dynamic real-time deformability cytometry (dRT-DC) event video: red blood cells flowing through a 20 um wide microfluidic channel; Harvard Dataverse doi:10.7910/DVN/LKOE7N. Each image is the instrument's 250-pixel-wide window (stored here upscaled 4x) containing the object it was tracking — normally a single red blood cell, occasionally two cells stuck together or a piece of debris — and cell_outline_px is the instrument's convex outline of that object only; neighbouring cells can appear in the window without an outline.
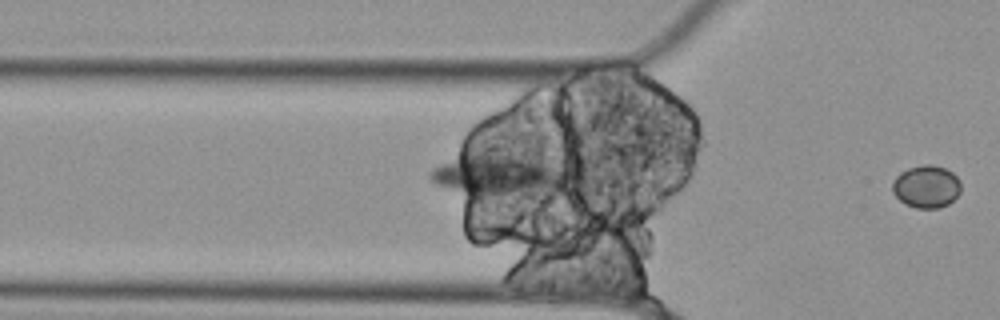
{"species": "Egyptian fruit bat (a non-hibernating species)", "species_latin": "Rousettus aegyptiacus", "temperature_condition": "cold", "stored_images_in_passage": 16, "segment_of_instrument_passage": [2, 2], "camera_frame_rate_fps": 3000, "um_per_image_px": 0.085, "animal": {"sex": "female"}, "frame": {"image": 1, "passage_image": 16, "time_ms": 5.0, "image_size_px": [1000, 320], "cell_outline_px": [[960, 192], [948, 204], [940, 208], [916, 208], [904, 204], [892, 192], [892, 180], [900, 172], [908, 168], [924, 164], [932, 164], [944, 168], [952, 172], [960, 180]], "centroid_in_image_um": [78.72, 15.85], "position_along_channel_um": 47.1, "area_um2": 17.11}}